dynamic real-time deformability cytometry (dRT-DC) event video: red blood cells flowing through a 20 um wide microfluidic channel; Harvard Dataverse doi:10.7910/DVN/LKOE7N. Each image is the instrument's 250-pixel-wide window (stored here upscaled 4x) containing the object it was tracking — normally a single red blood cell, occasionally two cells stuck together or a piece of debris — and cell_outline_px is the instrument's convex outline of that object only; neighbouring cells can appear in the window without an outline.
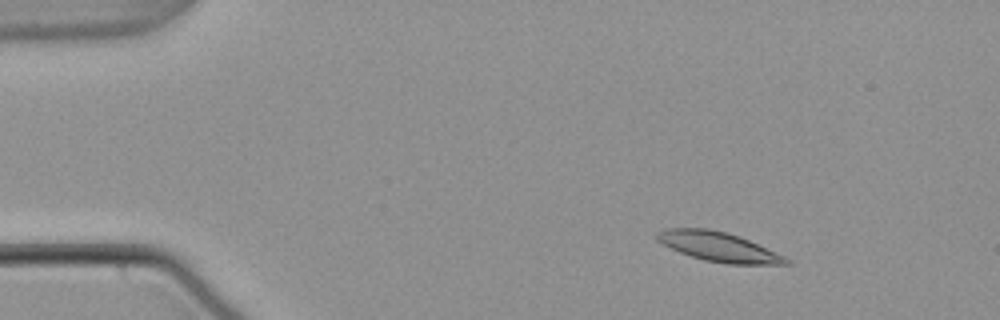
{"species": "common noctule bat (a hibernating species)", "species_latin": "Nyctalus noctula", "temperature_condition": "warm", "stored_images_in_passage": 50, "camera_frame_rate_fps": 3000, "um_per_image_px": 0.085, "animal": {"sex": "male", "body_mass_g": 21.5, "forearm_length_mm": 52.0}, "frame": {"image": 1, "passage_image": 3, "time_ms": 0.667, "image_size_px": [1000, 320], "cell_outline_px": [[792, 264], [728, 264], [704, 260], [680, 252], [656, 240], [656, 232], [664, 228], [708, 228], [724, 232], [748, 240], [784, 256], [792, 260]], "centroid_in_image_um": [61.06, 20.98], "position_along_channel_um": 23.9, "area_um2": 21.85}}
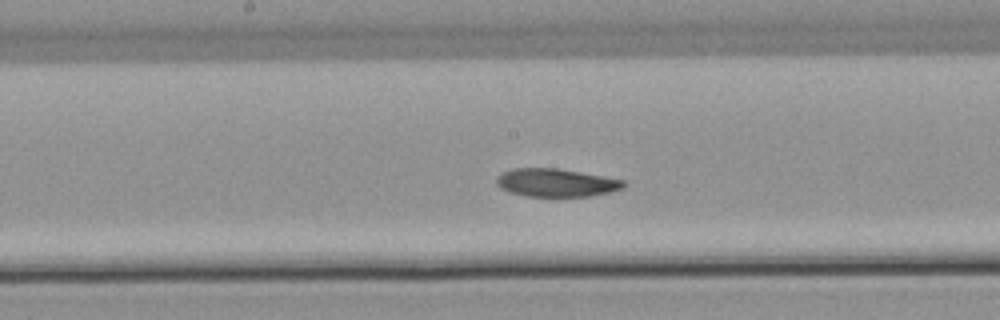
{"frame": {"image": 2, "passage_image": 24, "time_ms": 7.667, "image_size_px": [1000, 320], "cell_outline_px": [[624, 188], [608, 192], [588, 196], [524, 196], [508, 192], [500, 188], [496, 184], [496, 176], [512, 168], [556, 168], [624, 180]], "centroid_in_image_um": [47.2, 15.53], "position_along_channel_um": 201.0, "area_um2": 20.63}}
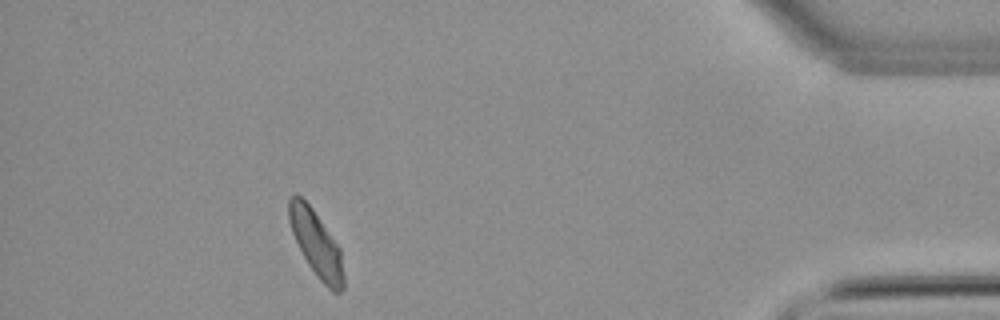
{"frame": {"image": 3, "passage_image": 45, "time_ms": 14.667, "image_size_px": [1000, 320], "cell_outline_px": [[344, 288], [340, 292], [332, 292], [316, 276], [308, 264], [292, 232], [288, 220], [288, 200], [292, 196], [300, 196], [312, 208], [340, 248], [344, 272]], "centroid_in_image_um": [26.9, 20.75], "position_along_channel_um": 408.3, "area_um2": 20.69}, "authors_computed_cell_mechanics": {"area_um2": 21.3571, "velocity_mm_per_s": 3.7306, "shape_relaxation_time_tau1_ms": 6.0821, "shape_relaxation_time_tau2_ms": 5.4399, "deformation_change_tau1": 0.1638, "deformation_change_tau2": 0.1018}}